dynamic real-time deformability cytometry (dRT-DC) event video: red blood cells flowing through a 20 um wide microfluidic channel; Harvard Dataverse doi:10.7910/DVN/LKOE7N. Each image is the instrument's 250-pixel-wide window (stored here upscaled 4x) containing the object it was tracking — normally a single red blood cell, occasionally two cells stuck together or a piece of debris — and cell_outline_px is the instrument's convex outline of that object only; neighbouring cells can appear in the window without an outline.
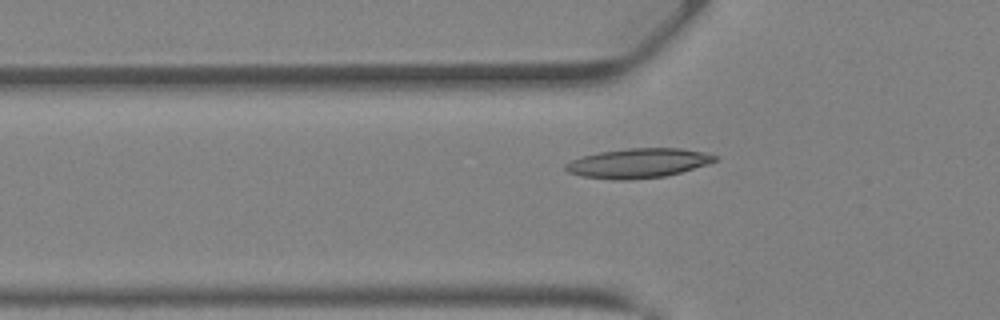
{"species": "Egyptian fruit bat (a non-hibernating species)", "species_latin": "Rousettus aegyptiacus", "temperature_condition": "warm", "stored_images_in_passage": 26, "camera_frame_rate_fps": 3000, "um_per_image_px": 0.085, "animal": {"sex": "female"}, "frame": {"image": 1, "passage_image": 4, "time_ms": 1.0, "image_size_px": [1000, 320], "cell_outline_px": [[720, 156], [716, 160], [708, 164], [680, 172], [664, 176], [628, 180], [612, 180], [584, 176], [568, 172], [564, 168], [564, 164], [572, 160], [584, 156], [600, 152], [628, 148], [680, 148], [704, 152]], "centroid_in_image_um": [54.26, 13.86], "position_along_channel_um": 71.5, "area_um2": 25.55}}
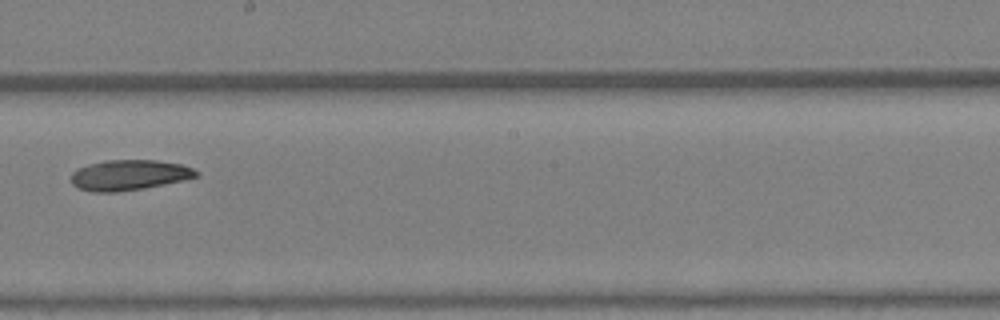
{"frame": {"image": 2, "passage_image": 14, "time_ms": 4.333, "image_size_px": [1000, 320], "cell_outline_px": [[200, 176], [184, 180], [144, 188], [116, 192], [92, 192], [76, 188], [72, 184], [72, 172], [88, 164], [104, 160], [156, 160], [180, 164], [192, 168], [200, 172]], "centroid_in_image_um": [10.99, 14.88], "position_along_channel_um": 237.2, "area_um2": 22.25}}
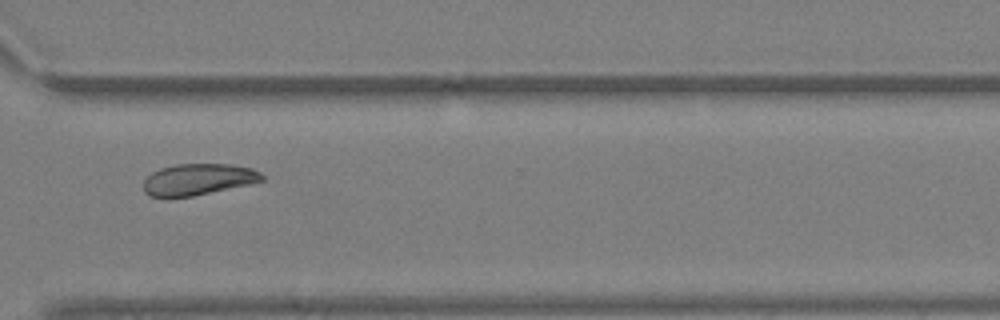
{"frame": {"image": 3, "passage_image": 21, "time_ms": 6.667, "image_size_px": [1000, 320], "cell_outline_px": [[264, 180], [252, 184], [192, 196], [168, 200], [148, 196], [144, 192], [144, 180], [152, 172], [160, 168], [176, 164], [232, 164], [252, 168], [260, 172], [264, 176]], "centroid_in_image_um": [16.81, 15.28], "position_along_channel_um": 353.8, "area_um2": 22.31}, "authors_computed_cell_mechanics": {"area_um2": 22.8888, "velocity_mm_per_s": 4.9726, "shape_relaxation_time_tau1_ms": 10.1688, "shape_relaxation_time_tau2_ms": 3.6018, "deformation_change_tau1": 0.2032, "deformation_change_tau2": 0.0905}}